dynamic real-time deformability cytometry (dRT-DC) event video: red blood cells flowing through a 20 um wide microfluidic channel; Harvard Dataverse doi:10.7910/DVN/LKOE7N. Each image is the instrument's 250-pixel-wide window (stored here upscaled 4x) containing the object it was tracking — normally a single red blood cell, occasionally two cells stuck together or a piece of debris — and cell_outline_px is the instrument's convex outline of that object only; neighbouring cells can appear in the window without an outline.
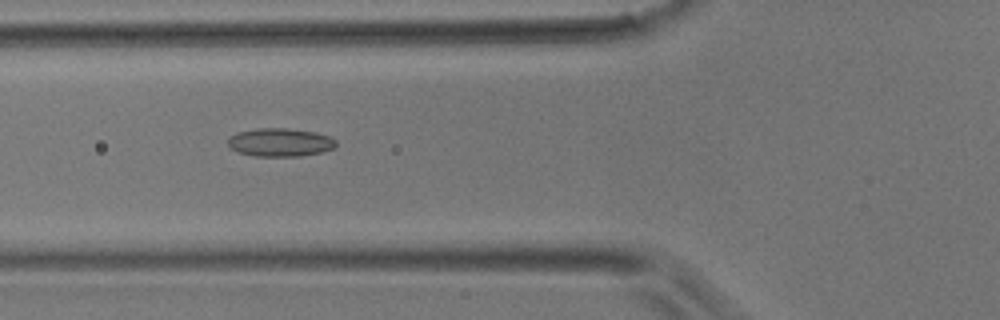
{"species": "common noctule bat (a hibernating species)", "species_latin": "Nyctalus noctula", "temperature_condition": "room temperature", "stored_images_in_passage": 4, "camera_frame_rate_fps": 3000, "um_per_image_px": 0.085, "animal": {"sex": "male", "body_mass_g": 17.9}, "frame": {"image": 1, "passage_image": 3, "time_ms": 0.667, "image_size_px": [1000, 320], "cell_outline_px": [[336, 148], [324, 152], [300, 156], [256, 156], [236, 152], [228, 144], [228, 136], [236, 132], [256, 128], [288, 128], [316, 132], [328, 136], [336, 140]], "centroid_in_image_um": [23.81, 12.09], "position_along_channel_um": 102.0, "area_um2": 18.09}}
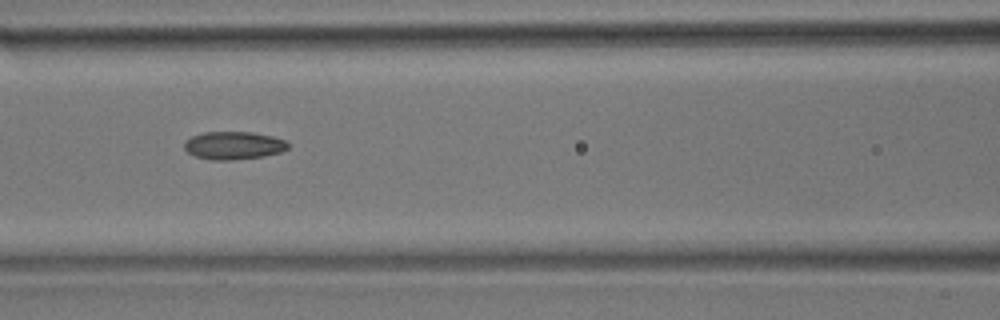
{"frame": {"image": 2, "passage_image": 4, "time_ms": 1.0, "image_size_px": [1000, 320], "cell_outline_px": [[288, 148], [280, 152], [264, 156], [232, 160], [212, 160], [196, 156], [188, 152], [184, 148], [184, 140], [192, 136], [204, 132], [252, 132], [272, 136], [288, 140]], "centroid_in_image_um": [19.86, 12.36], "position_along_channel_um": 146.7, "area_um2": 16.94}}